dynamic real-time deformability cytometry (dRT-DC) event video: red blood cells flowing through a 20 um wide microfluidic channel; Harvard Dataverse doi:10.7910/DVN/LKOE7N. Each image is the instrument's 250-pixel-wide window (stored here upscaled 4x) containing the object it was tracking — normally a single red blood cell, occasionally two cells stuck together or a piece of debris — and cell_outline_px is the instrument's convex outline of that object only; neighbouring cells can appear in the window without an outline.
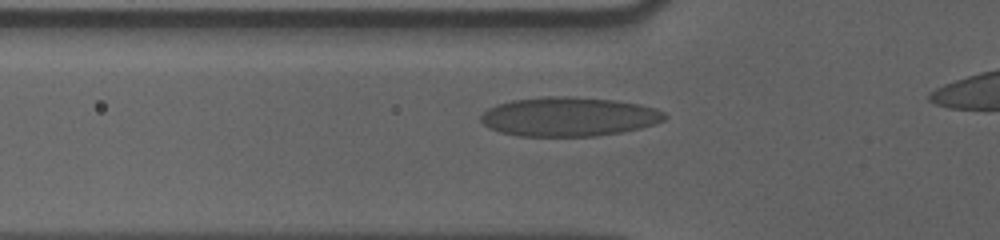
{"species": "human", "species_latin": "Homo sapiens", "temperature_condition": "cold", "stored_images_in_passage": 41, "camera_frame_rate_fps": 3000, "um_per_image_px": 0.085, "donor": {"sex": "male"}, "frame": {"image": 1, "passage_image": 13, "time_ms": 4.0, "image_size_px": [1000, 240], "cell_outline_px": [[668, 116], [664, 120], [640, 128], [620, 132], [596, 136], [516, 136], [500, 132], [488, 128], [480, 120], [480, 116], [488, 108], [496, 104], [512, 100], [540, 96], [568, 96], [616, 100], [640, 104], [656, 108], [664, 112]], "centroid_in_image_um": [48.32, 9.91], "position_along_channel_um": 77.5, "area_um2": 42.25}}
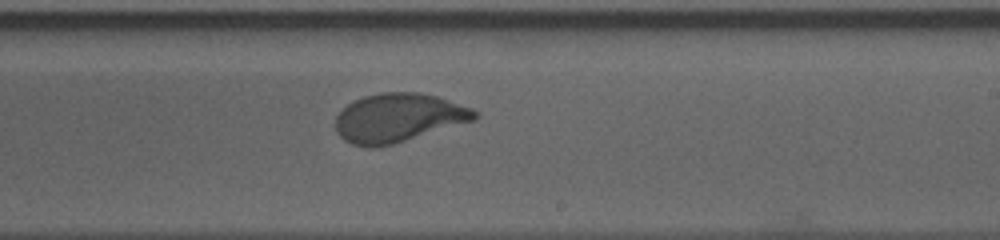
{"frame": {"image": 2, "passage_image": 28, "time_ms": 9.0, "image_size_px": [1000, 240], "cell_outline_px": [[480, 116], [476, 120], [392, 144], [376, 148], [368, 148], [352, 144], [344, 140], [336, 132], [336, 116], [352, 100], [364, 96], [380, 92], [420, 92], [436, 96], [472, 108], [480, 112]], "centroid_in_image_um": [33.87, 10.01], "position_along_channel_um": 255.1, "area_um2": 39.71}}
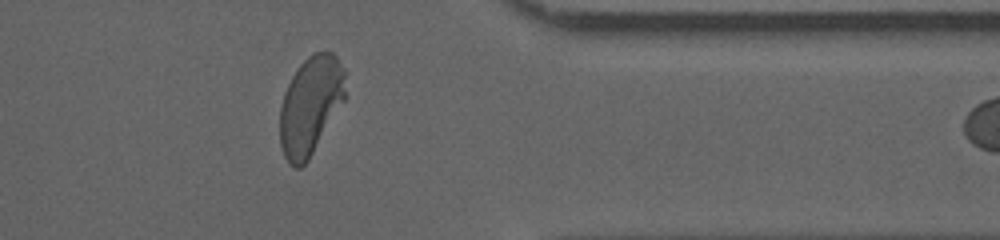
{"frame": {"image": 3, "passage_image": 40, "time_ms": 13.0, "image_size_px": [1000, 240], "cell_outline_px": [[344, 100], [308, 160], [300, 168], [292, 168], [288, 164], [284, 156], [280, 144], [280, 108], [284, 92], [296, 68], [312, 52], [332, 52], [336, 56], [344, 68]], "centroid_in_image_um": [26.36, 8.97], "position_along_channel_um": 385.0, "area_um2": 37.34}}